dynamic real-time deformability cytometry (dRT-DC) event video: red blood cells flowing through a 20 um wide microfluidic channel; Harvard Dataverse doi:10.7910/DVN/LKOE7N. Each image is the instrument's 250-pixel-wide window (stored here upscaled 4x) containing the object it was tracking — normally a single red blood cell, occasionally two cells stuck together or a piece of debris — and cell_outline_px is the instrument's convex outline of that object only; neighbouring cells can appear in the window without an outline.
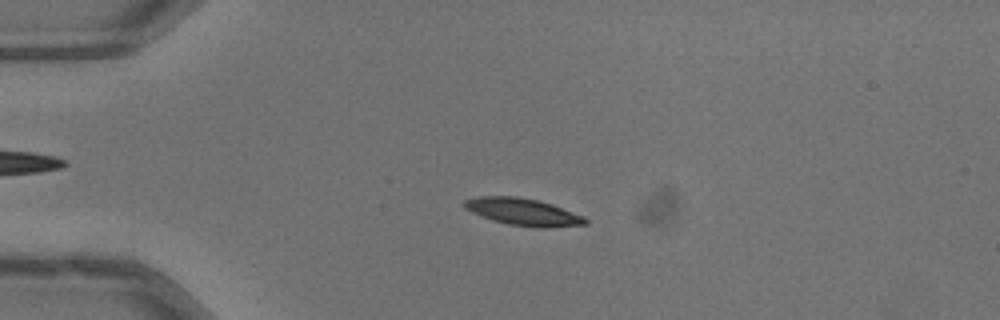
{"species": "common noctule bat (a hibernating species)", "species_latin": "Nyctalus noctula", "temperature_condition": "warm", "stored_images_in_passage": 53, "camera_frame_rate_fps": 3000, "um_per_image_px": 0.085, "animal": {"sex": "male", "body_mass_g": 13.3}, "frame": {"image": 1, "passage_image": 14, "time_ms": 4.333, "image_size_px": [1000, 320], "cell_outline_px": [[588, 224], [544, 228], [536, 228], [508, 224], [492, 220], [472, 212], [464, 208], [464, 200], [476, 196], [516, 196], [536, 200], [552, 204], [584, 216], [588, 220]], "centroid_in_image_um": [44.47, 18.01], "position_along_channel_um": 40.5, "area_um2": 19.13}}
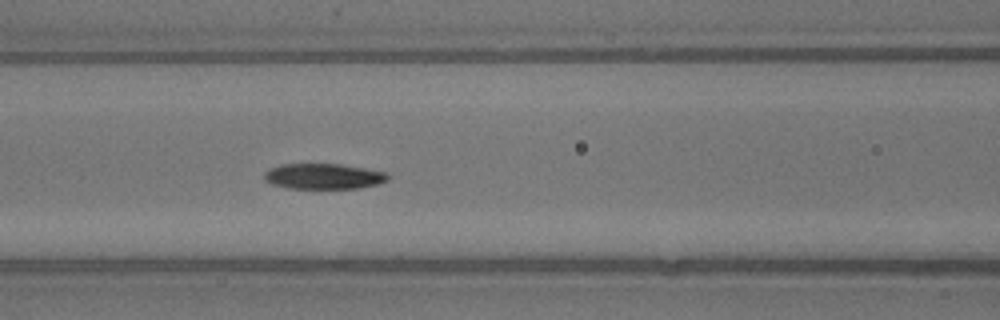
{"frame": {"image": 2, "passage_image": 24, "time_ms": 7.667, "image_size_px": [1000, 320], "cell_outline_px": [[388, 180], [376, 184], [360, 188], [288, 188], [272, 184], [264, 180], [264, 172], [268, 168], [280, 164], [340, 164], [364, 168], [384, 172], [388, 176]], "centroid_in_image_um": [27.44, 14.98], "position_along_channel_um": 139.2, "area_um2": 18.32}}
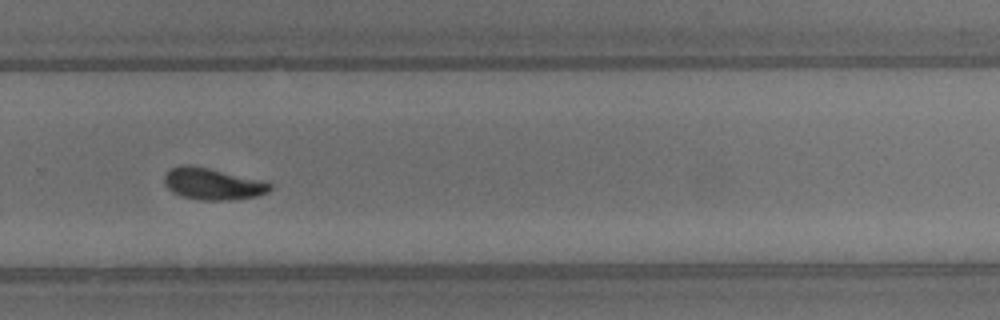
{"frame": {"image": 3, "passage_image": 37, "time_ms": 12.0, "image_size_px": [1000, 320], "cell_outline_px": [[272, 188], [268, 192], [256, 196], [232, 200], [196, 200], [180, 196], [172, 192], [164, 184], [164, 176], [172, 168], [180, 164], [188, 164], [208, 168], [264, 180], [272, 184]], "centroid_in_image_um": [18.07, 15.63], "position_along_channel_um": 311.7, "area_um2": 19.71}, "authors_computed_cell_mechanics": {"area_um2": 18.7272, "velocity_mm_per_s": 3.9968, "shape_relaxation_time_tau1_ms": 3.3366, "shape_relaxation_time_tau2_ms": 1.812, "deformation_change_tau1": 0.1511, "deformation_change_tau2": 0.0673}}